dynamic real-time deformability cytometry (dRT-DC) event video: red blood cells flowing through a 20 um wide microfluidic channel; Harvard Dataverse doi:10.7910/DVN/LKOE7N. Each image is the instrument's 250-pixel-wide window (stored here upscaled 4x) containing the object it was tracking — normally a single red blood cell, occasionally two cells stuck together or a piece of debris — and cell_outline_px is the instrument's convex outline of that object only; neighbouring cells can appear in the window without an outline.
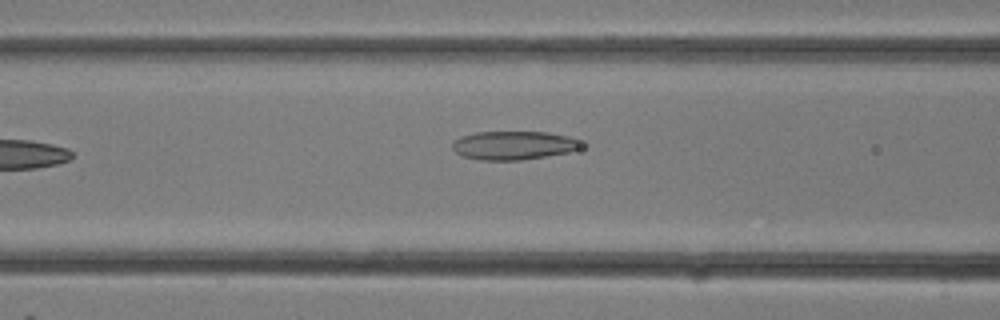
{"species": "common noctule bat (a hibernating species)", "species_latin": "Nyctalus noctula", "temperature_condition": "room temperature", "stored_images_in_passage": 13, "camera_frame_rate_fps": 3000, "um_per_image_px": 0.085, "animal": {"sex": "female"}, "frame": {"image": 1, "passage_image": 13, "time_ms": 4.0, "image_size_px": [1000, 320], "cell_outline_px": [[588, 144], [580, 148], [568, 152], [520, 160], [480, 160], [464, 156], [456, 152], [452, 148], [452, 140], [460, 136], [476, 132], [548, 132], [568, 136], [580, 140]], "centroid_in_image_um": [43.67, 12.34], "position_along_channel_um": 122.9, "area_um2": 21.62}}